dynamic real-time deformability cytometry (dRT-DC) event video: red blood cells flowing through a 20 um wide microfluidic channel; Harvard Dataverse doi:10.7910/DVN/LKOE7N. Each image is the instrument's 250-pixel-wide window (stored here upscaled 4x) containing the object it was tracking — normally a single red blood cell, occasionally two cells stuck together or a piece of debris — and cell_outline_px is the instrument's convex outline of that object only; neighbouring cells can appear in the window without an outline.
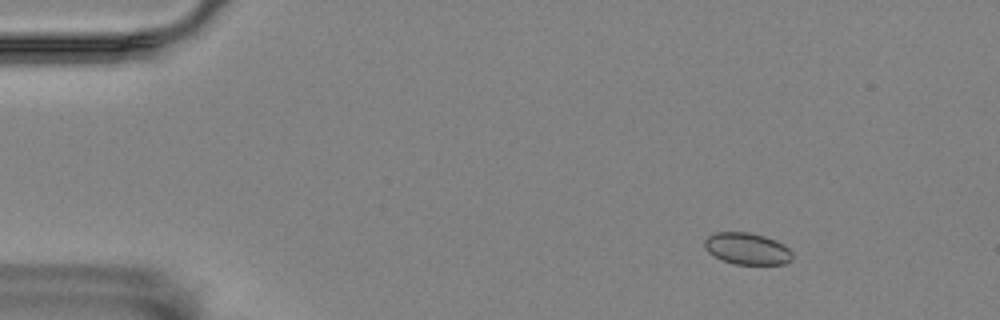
{"species": "Egyptian fruit bat (a non-hibernating species)", "species_latin": "Rousettus aegyptiacus", "temperature_condition": "room temperature", "stored_images_in_passage": 13, "camera_frame_rate_fps": 3000, "um_per_image_px": 0.085, "animal": {"sex": "female"}, "frame": {"image": 1, "passage_image": 4, "time_ms": 1.0, "image_size_px": [1000, 320], "cell_outline_px": [[792, 260], [784, 264], [736, 264], [724, 260], [708, 252], [704, 248], [704, 240], [708, 236], [716, 232], [748, 232], [764, 236], [776, 240], [784, 244], [792, 252]], "centroid_in_image_um": [63.52, 21.13], "position_along_channel_um": 21.5, "area_um2": 16.18}}